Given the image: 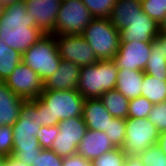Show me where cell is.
Here are the masks:
<instances>
[{"instance_id":"1","label":"cell","mask_w":166,"mask_h":166,"mask_svg":"<svg viewBox=\"0 0 166 166\" xmlns=\"http://www.w3.org/2000/svg\"><path fill=\"white\" fill-rule=\"evenodd\" d=\"M45 33L35 25V20L27 13L25 2L7 5L0 18V39L20 52L27 51Z\"/></svg>"},{"instance_id":"2","label":"cell","mask_w":166,"mask_h":166,"mask_svg":"<svg viewBox=\"0 0 166 166\" xmlns=\"http://www.w3.org/2000/svg\"><path fill=\"white\" fill-rule=\"evenodd\" d=\"M12 129L14 136L12 155L26 166H32L42 151L36 137L41 129L36 99L24 102L20 116Z\"/></svg>"},{"instance_id":"3","label":"cell","mask_w":166,"mask_h":166,"mask_svg":"<svg viewBox=\"0 0 166 166\" xmlns=\"http://www.w3.org/2000/svg\"><path fill=\"white\" fill-rule=\"evenodd\" d=\"M84 101L77 90H44L36 98L40 126H55L62 120L82 117Z\"/></svg>"},{"instance_id":"4","label":"cell","mask_w":166,"mask_h":166,"mask_svg":"<svg viewBox=\"0 0 166 166\" xmlns=\"http://www.w3.org/2000/svg\"><path fill=\"white\" fill-rule=\"evenodd\" d=\"M118 67L113 59L81 67L77 91L84 99H97L116 87Z\"/></svg>"},{"instance_id":"5","label":"cell","mask_w":166,"mask_h":166,"mask_svg":"<svg viewBox=\"0 0 166 166\" xmlns=\"http://www.w3.org/2000/svg\"><path fill=\"white\" fill-rule=\"evenodd\" d=\"M83 38L91 46L98 60L113 59L120 45V31L110 18H94L83 30Z\"/></svg>"},{"instance_id":"6","label":"cell","mask_w":166,"mask_h":166,"mask_svg":"<svg viewBox=\"0 0 166 166\" xmlns=\"http://www.w3.org/2000/svg\"><path fill=\"white\" fill-rule=\"evenodd\" d=\"M61 61L54 34L43 35L22 53V62L34 70L43 82L58 70Z\"/></svg>"},{"instance_id":"7","label":"cell","mask_w":166,"mask_h":166,"mask_svg":"<svg viewBox=\"0 0 166 166\" xmlns=\"http://www.w3.org/2000/svg\"><path fill=\"white\" fill-rule=\"evenodd\" d=\"M94 16L81 0L61 1L54 35H82Z\"/></svg>"},{"instance_id":"8","label":"cell","mask_w":166,"mask_h":166,"mask_svg":"<svg viewBox=\"0 0 166 166\" xmlns=\"http://www.w3.org/2000/svg\"><path fill=\"white\" fill-rule=\"evenodd\" d=\"M126 136L122 149L128 155L141 154L145 149L157 144L159 132L148 118L125 119Z\"/></svg>"},{"instance_id":"9","label":"cell","mask_w":166,"mask_h":166,"mask_svg":"<svg viewBox=\"0 0 166 166\" xmlns=\"http://www.w3.org/2000/svg\"><path fill=\"white\" fill-rule=\"evenodd\" d=\"M59 133L51 149L61 157L77 154L78 146L88 128L82 117H73L58 123Z\"/></svg>"},{"instance_id":"10","label":"cell","mask_w":166,"mask_h":166,"mask_svg":"<svg viewBox=\"0 0 166 166\" xmlns=\"http://www.w3.org/2000/svg\"><path fill=\"white\" fill-rule=\"evenodd\" d=\"M5 83L13 93L26 101L38 98L44 91L41 77L23 62L17 65Z\"/></svg>"},{"instance_id":"11","label":"cell","mask_w":166,"mask_h":166,"mask_svg":"<svg viewBox=\"0 0 166 166\" xmlns=\"http://www.w3.org/2000/svg\"><path fill=\"white\" fill-rule=\"evenodd\" d=\"M61 59L72 61L80 67L98 62L93 49L82 35H54Z\"/></svg>"},{"instance_id":"12","label":"cell","mask_w":166,"mask_h":166,"mask_svg":"<svg viewBox=\"0 0 166 166\" xmlns=\"http://www.w3.org/2000/svg\"><path fill=\"white\" fill-rule=\"evenodd\" d=\"M151 53V43L120 42L118 52L113 60L118 69L144 71Z\"/></svg>"},{"instance_id":"13","label":"cell","mask_w":166,"mask_h":166,"mask_svg":"<svg viewBox=\"0 0 166 166\" xmlns=\"http://www.w3.org/2000/svg\"><path fill=\"white\" fill-rule=\"evenodd\" d=\"M24 2L28 15L35 20L36 27L45 34H52L55 31L61 0H25Z\"/></svg>"},{"instance_id":"14","label":"cell","mask_w":166,"mask_h":166,"mask_svg":"<svg viewBox=\"0 0 166 166\" xmlns=\"http://www.w3.org/2000/svg\"><path fill=\"white\" fill-rule=\"evenodd\" d=\"M160 33V25L144 11L120 30V42L140 41L151 43Z\"/></svg>"},{"instance_id":"15","label":"cell","mask_w":166,"mask_h":166,"mask_svg":"<svg viewBox=\"0 0 166 166\" xmlns=\"http://www.w3.org/2000/svg\"><path fill=\"white\" fill-rule=\"evenodd\" d=\"M81 67L62 59L58 70L44 81V90H77Z\"/></svg>"},{"instance_id":"16","label":"cell","mask_w":166,"mask_h":166,"mask_svg":"<svg viewBox=\"0 0 166 166\" xmlns=\"http://www.w3.org/2000/svg\"><path fill=\"white\" fill-rule=\"evenodd\" d=\"M115 148L105 132L88 129L78 146L77 154L92 161Z\"/></svg>"},{"instance_id":"17","label":"cell","mask_w":166,"mask_h":166,"mask_svg":"<svg viewBox=\"0 0 166 166\" xmlns=\"http://www.w3.org/2000/svg\"><path fill=\"white\" fill-rule=\"evenodd\" d=\"M82 118L89 130L107 131L113 116L107 111L99 98L85 99Z\"/></svg>"},{"instance_id":"18","label":"cell","mask_w":166,"mask_h":166,"mask_svg":"<svg viewBox=\"0 0 166 166\" xmlns=\"http://www.w3.org/2000/svg\"><path fill=\"white\" fill-rule=\"evenodd\" d=\"M25 101L13 93L5 81H0V124L13 126Z\"/></svg>"},{"instance_id":"19","label":"cell","mask_w":166,"mask_h":166,"mask_svg":"<svg viewBox=\"0 0 166 166\" xmlns=\"http://www.w3.org/2000/svg\"><path fill=\"white\" fill-rule=\"evenodd\" d=\"M142 11L140 0H116L109 18L113 26L120 31L130 25Z\"/></svg>"},{"instance_id":"20","label":"cell","mask_w":166,"mask_h":166,"mask_svg":"<svg viewBox=\"0 0 166 166\" xmlns=\"http://www.w3.org/2000/svg\"><path fill=\"white\" fill-rule=\"evenodd\" d=\"M144 71L118 69L115 89L126 98L133 99L141 96Z\"/></svg>"},{"instance_id":"21","label":"cell","mask_w":166,"mask_h":166,"mask_svg":"<svg viewBox=\"0 0 166 166\" xmlns=\"http://www.w3.org/2000/svg\"><path fill=\"white\" fill-rule=\"evenodd\" d=\"M99 99L114 118H128L129 99L118 90L106 91Z\"/></svg>"},{"instance_id":"22","label":"cell","mask_w":166,"mask_h":166,"mask_svg":"<svg viewBox=\"0 0 166 166\" xmlns=\"http://www.w3.org/2000/svg\"><path fill=\"white\" fill-rule=\"evenodd\" d=\"M144 73L166 81V56L161 52V42L157 38L151 42V53Z\"/></svg>"},{"instance_id":"23","label":"cell","mask_w":166,"mask_h":166,"mask_svg":"<svg viewBox=\"0 0 166 166\" xmlns=\"http://www.w3.org/2000/svg\"><path fill=\"white\" fill-rule=\"evenodd\" d=\"M141 96L147 98L152 104L166 102V81L144 73Z\"/></svg>"},{"instance_id":"24","label":"cell","mask_w":166,"mask_h":166,"mask_svg":"<svg viewBox=\"0 0 166 166\" xmlns=\"http://www.w3.org/2000/svg\"><path fill=\"white\" fill-rule=\"evenodd\" d=\"M22 62V54L0 39V81H5Z\"/></svg>"},{"instance_id":"25","label":"cell","mask_w":166,"mask_h":166,"mask_svg":"<svg viewBox=\"0 0 166 166\" xmlns=\"http://www.w3.org/2000/svg\"><path fill=\"white\" fill-rule=\"evenodd\" d=\"M116 148H122L125 142V119L114 118L109 123L107 131H104Z\"/></svg>"},{"instance_id":"26","label":"cell","mask_w":166,"mask_h":166,"mask_svg":"<svg viewBox=\"0 0 166 166\" xmlns=\"http://www.w3.org/2000/svg\"><path fill=\"white\" fill-rule=\"evenodd\" d=\"M94 18H109L116 0H81Z\"/></svg>"},{"instance_id":"27","label":"cell","mask_w":166,"mask_h":166,"mask_svg":"<svg viewBox=\"0 0 166 166\" xmlns=\"http://www.w3.org/2000/svg\"><path fill=\"white\" fill-rule=\"evenodd\" d=\"M127 154L122 148H115L91 161L92 166H124Z\"/></svg>"},{"instance_id":"28","label":"cell","mask_w":166,"mask_h":166,"mask_svg":"<svg viewBox=\"0 0 166 166\" xmlns=\"http://www.w3.org/2000/svg\"><path fill=\"white\" fill-rule=\"evenodd\" d=\"M142 10L159 25L166 17V0H141Z\"/></svg>"},{"instance_id":"29","label":"cell","mask_w":166,"mask_h":166,"mask_svg":"<svg viewBox=\"0 0 166 166\" xmlns=\"http://www.w3.org/2000/svg\"><path fill=\"white\" fill-rule=\"evenodd\" d=\"M153 104L145 97L129 99L128 118L140 119L148 118Z\"/></svg>"},{"instance_id":"30","label":"cell","mask_w":166,"mask_h":166,"mask_svg":"<svg viewBox=\"0 0 166 166\" xmlns=\"http://www.w3.org/2000/svg\"><path fill=\"white\" fill-rule=\"evenodd\" d=\"M144 166H166V155L155 144L138 155Z\"/></svg>"},{"instance_id":"31","label":"cell","mask_w":166,"mask_h":166,"mask_svg":"<svg viewBox=\"0 0 166 166\" xmlns=\"http://www.w3.org/2000/svg\"><path fill=\"white\" fill-rule=\"evenodd\" d=\"M148 119L156 126L159 133L166 131V102L153 104Z\"/></svg>"},{"instance_id":"32","label":"cell","mask_w":166,"mask_h":166,"mask_svg":"<svg viewBox=\"0 0 166 166\" xmlns=\"http://www.w3.org/2000/svg\"><path fill=\"white\" fill-rule=\"evenodd\" d=\"M13 129L12 125L0 127V158L7 157L13 151Z\"/></svg>"},{"instance_id":"33","label":"cell","mask_w":166,"mask_h":166,"mask_svg":"<svg viewBox=\"0 0 166 166\" xmlns=\"http://www.w3.org/2000/svg\"><path fill=\"white\" fill-rule=\"evenodd\" d=\"M58 125L55 126H41L40 131L36 137L42 149H51L53 142L58 136Z\"/></svg>"},{"instance_id":"34","label":"cell","mask_w":166,"mask_h":166,"mask_svg":"<svg viewBox=\"0 0 166 166\" xmlns=\"http://www.w3.org/2000/svg\"><path fill=\"white\" fill-rule=\"evenodd\" d=\"M63 157L57 155L52 149H42L32 166H62Z\"/></svg>"},{"instance_id":"35","label":"cell","mask_w":166,"mask_h":166,"mask_svg":"<svg viewBox=\"0 0 166 166\" xmlns=\"http://www.w3.org/2000/svg\"><path fill=\"white\" fill-rule=\"evenodd\" d=\"M62 166H92L90 160H86L83 156L75 154L63 157Z\"/></svg>"},{"instance_id":"36","label":"cell","mask_w":166,"mask_h":166,"mask_svg":"<svg viewBox=\"0 0 166 166\" xmlns=\"http://www.w3.org/2000/svg\"><path fill=\"white\" fill-rule=\"evenodd\" d=\"M3 166H26L19 159L14 157L12 154L2 158Z\"/></svg>"},{"instance_id":"37","label":"cell","mask_w":166,"mask_h":166,"mask_svg":"<svg viewBox=\"0 0 166 166\" xmlns=\"http://www.w3.org/2000/svg\"><path fill=\"white\" fill-rule=\"evenodd\" d=\"M124 166H144L139 156L136 155H128L126 157Z\"/></svg>"},{"instance_id":"38","label":"cell","mask_w":166,"mask_h":166,"mask_svg":"<svg viewBox=\"0 0 166 166\" xmlns=\"http://www.w3.org/2000/svg\"><path fill=\"white\" fill-rule=\"evenodd\" d=\"M157 145L160 147L162 153L166 155V131L159 133Z\"/></svg>"},{"instance_id":"39","label":"cell","mask_w":166,"mask_h":166,"mask_svg":"<svg viewBox=\"0 0 166 166\" xmlns=\"http://www.w3.org/2000/svg\"><path fill=\"white\" fill-rule=\"evenodd\" d=\"M156 38L161 42V52L166 56V32L160 31Z\"/></svg>"},{"instance_id":"40","label":"cell","mask_w":166,"mask_h":166,"mask_svg":"<svg viewBox=\"0 0 166 166\" xmlns=\"http://www.w3.org/2000/svg\"><path fill=\"white\" fill-rule=\"evenodd\" d=\"M25 0H0V4L6 7L7 5H12L14 3L23 2Z\"/></svg>"},{"instance_id":"41","label":"cell","mask_w":166,"mask_h":166,"mask_svg":"<svg viewBox=\"0 0 166 166\" xmlns=\"http://www.w3.org/2000/svg\"><path fill=\"white\" fill-rule=\"evenodd\" d=\"M160 31H165L166 32V17H165V20L160 25Z\"/></svg>"},{"instance_id":"42","label":"cell","mask_w":166,"mask_h":166,"mask_svg":"<svg viewBox=\"0 0 166 166\" xmlns=\"http://www.w3.org/2000/svg\"><path fill=\"white\" fill-rule=\"evenodd\" d=\"M4 9H5V7L0 4V18H1L2 15H3Z\"/></svg>"},{"instance_id":"43","label":"cell","mask_w":166,"mask_h":166,"mask_svg":"<svg viewBox=\"0 0 166 166\" xmlns=\"http://www.w3.org/2000/svg\"><path fill=\"white\" fill-rule=\"evenodd\" d=\"M0 166H3L2 158H0Z\"/></svg>"}]
</instances>
